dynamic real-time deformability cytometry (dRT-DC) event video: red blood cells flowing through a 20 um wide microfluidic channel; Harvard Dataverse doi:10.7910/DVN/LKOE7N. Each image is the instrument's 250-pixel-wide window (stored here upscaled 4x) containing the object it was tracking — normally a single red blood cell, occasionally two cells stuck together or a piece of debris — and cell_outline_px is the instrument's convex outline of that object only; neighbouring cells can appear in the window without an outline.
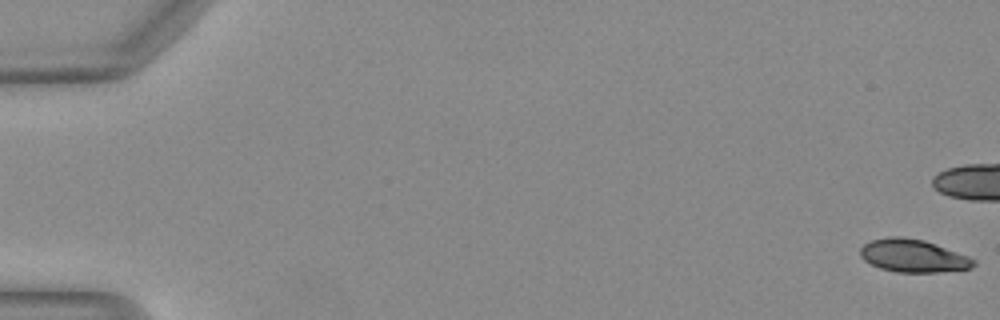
{"species": "Egyptian fruit bat (a non-hibernating species)", "species_latin": "Rousettus aegyptiacus", "temperature_condition": "warm", "stored_images_in_passage": 41, "camera_frame_rate_fps": 3000, "um_per_image_px": 0.085, "animal": {"sex": "female"}, "frame": {"image": 1, "passage_image": 1, "time_ms": 0.0, "image_size_px": [1000, 320], "cell_outline_px": [[976, 264], [972, 268], [940, 272], [896, 272], [880, 268], [864, 260], [860, 256], [860, 248], [864, 244], [872, 240], [892, 236], [896, 236], [924, 240], [968, 256], [976, 260]], "centroid_in_image_um": [77.62, 21.75], "position_along_channel_um": 7.4, "area_um2": 21.56}}
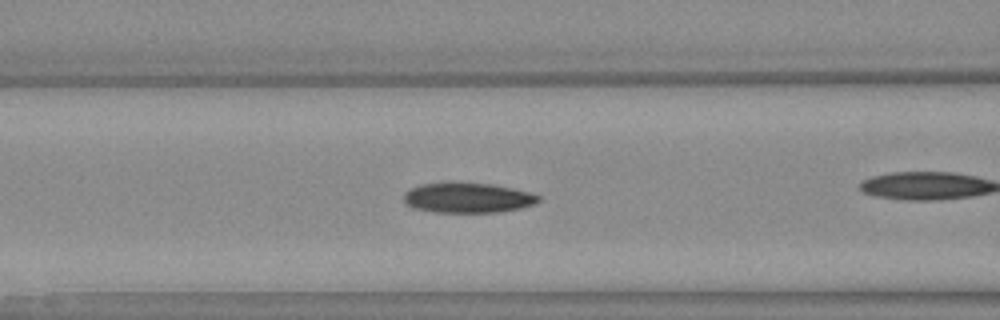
{"frame": {"image": 2, "passage_image": 22, "time_ms": 7.0, "image_size_px": [1000, 320], "cell_outline_px": [[540, 200], [532, 204], [520, 208], [496, 212], [432, 212], [412, 208], [404, 204], [404, 192], [412, 188], [424, 184], [488, 184], [512, 188], [528, 192], [540, 196]], "centroid_in_image_um": [39.72, 16.84], "position_along_channel_um": 126.9, "area_um2": 23.0}}
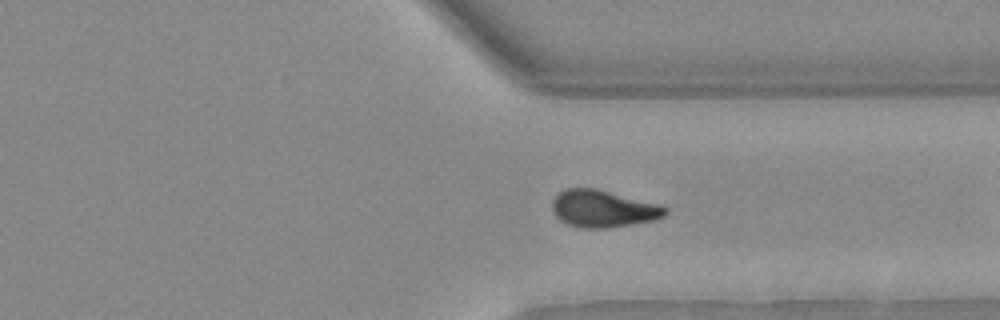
{"frame": {"image": 3, "passage_image": 39, "time_ms": 12.667, "image_size_px": [1000, 320], "cell_outline_px": [[668, 212], [664, 216], [652, 220], [608, 228], [584, 228], [568, 224], [560, 220], [556, 216], [552, 208], [552, 200], [560, 192], [568, 188], [596, 188], [660, 204], [668, 208]], "centroid_in_image_um": [51.27, 17.73], "position_along_channel_um": 360.1, "area_um2": 24.33}}